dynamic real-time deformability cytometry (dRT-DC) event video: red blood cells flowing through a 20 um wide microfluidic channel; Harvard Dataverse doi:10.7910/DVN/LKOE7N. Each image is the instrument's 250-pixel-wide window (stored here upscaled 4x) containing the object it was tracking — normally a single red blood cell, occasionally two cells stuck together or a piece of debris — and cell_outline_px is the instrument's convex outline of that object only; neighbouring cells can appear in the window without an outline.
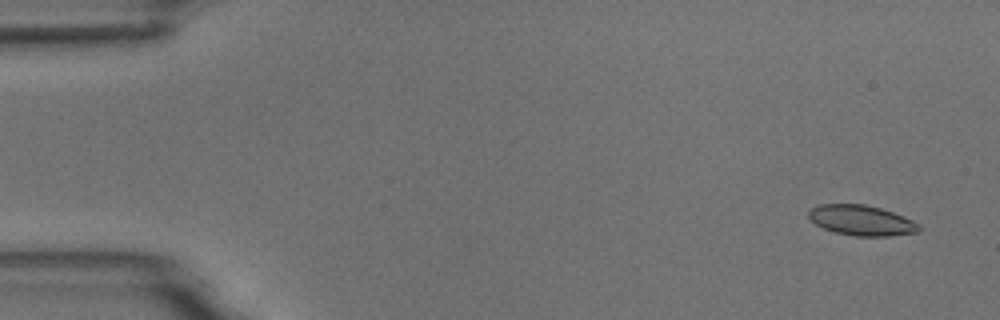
{"species": "common noctule bat (a hibernating species)", "species_latin": "Nyctalus noctula", "temperature_condition": "room temperature", "stored_images_in_passage": 4, "camera_frame_rate_fps": 3000, "um_per_image_px": 0.085, "animal": {"sex": "male", "body_mass_g": 18.8}, "frame": {"image": 1, "passage_image": 1, "time_ms": 0.0, "image_size_px": [1000, 320], "cell_outline_px": [[920, 232], [892, 236], [856, 236], [836, 232], [824, 228], [816, 224], [808, 216], [808, 212], [812, 208], [820, 204], [864, 204], [880, 208], [904, 216], [920, 224]], "centroid_in_image_um": [73.27, 18.73], "position_along_channel_um": 11.7, "area_um2": 19.42}}
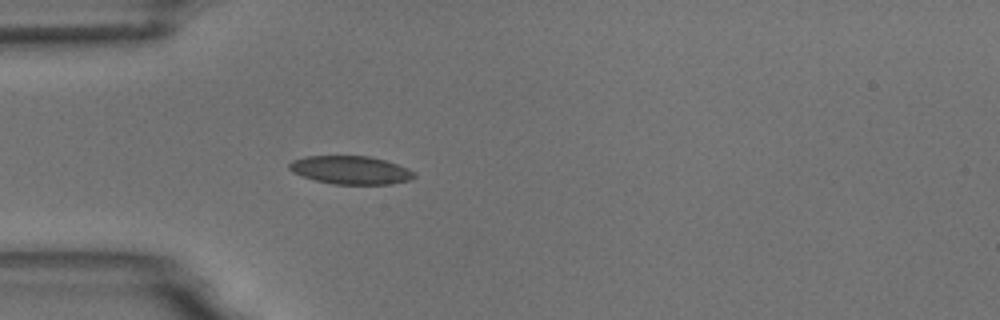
{"frame": {"image": 2, "passage_image": 4, "time_ms": 4.333, "image_size_px": [1000, 320], "cell_outline_px": [[416, 176], [412, 180], [392, 184], [332, 184], [316, 180], [292, 172], [288, 168], [288, 164], [292, 160], [304, 156], [368, 156], [384, 160], [408, 168], [416, 172]], "centroid_in_image_um": [29.83, 14.46], "position_along_channel_um": 55.2, "area_um2": 20.63}}